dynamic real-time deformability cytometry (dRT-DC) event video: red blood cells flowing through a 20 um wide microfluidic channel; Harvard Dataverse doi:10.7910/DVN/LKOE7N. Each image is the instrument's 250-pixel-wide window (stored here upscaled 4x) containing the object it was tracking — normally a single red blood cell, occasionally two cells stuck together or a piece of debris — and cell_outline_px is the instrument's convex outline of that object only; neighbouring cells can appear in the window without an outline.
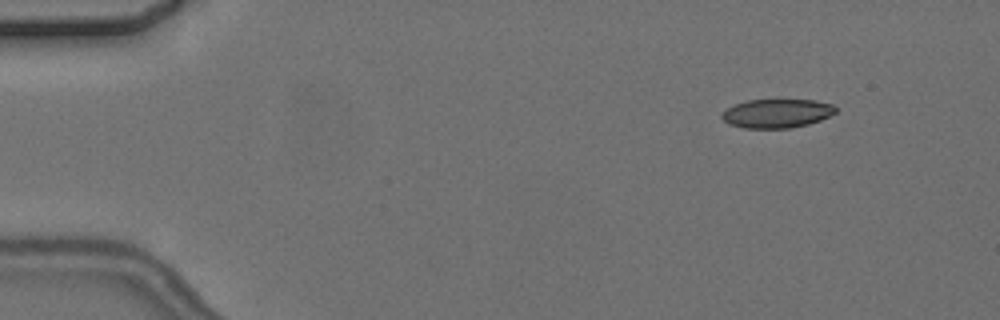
{"species": "common noctule bat (a hibernating species)", "species_latin": "Nyctalus noctula", "temperature_condition": "cold", "stored_images_in_passage": 6, "camera_frame_rate_fps": 3000, "um_per_image_px": 0.085, "animal": {"sex": "female", "body_mass_g": 24.6, "forearm_length_mm": 56.2}, "frame": {"image": 1, "passage_image": 2, "time_ms": 1.0, "image_size_px": [1000, 320], "cell_outline_px": [[836, 112], [820, 120], [808, 124], [788, 128], [744, 128], [728, 124], [720, 116], [728, 108], [736, 104], [748, 100], [776, 96], [816, 100], [832, 104], [836, 108]], "centroid_in_image_um": [66.05, 9.58], "position_along_channel_um": 19.0, "area_um2": 19.94}}
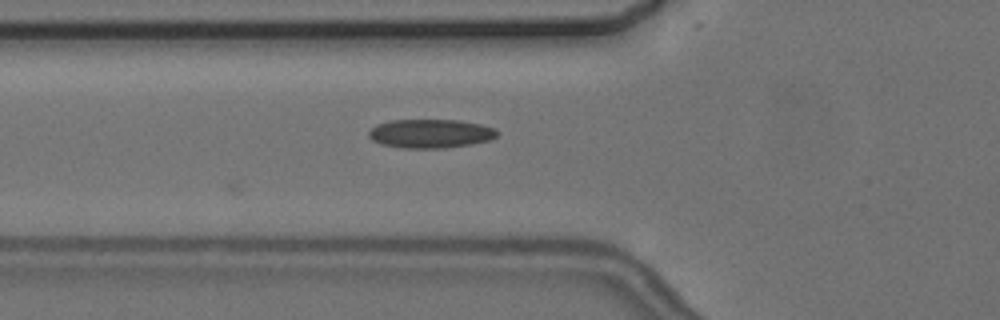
{"frame": {"image": 2, "passage_image": 6, "time_ms": 5.667, "image_size_px": [1000, 320], "cell_outline_px": [[500, 132], [496, 136], [488, 140], [472, 144], [444, 148], [400, 148], [380, 144], [372, 140], [368, 136], [368, 132], [376, 124], [392, 120], [460, 120], [480, 124], [496, 128]], "centroid_in_image_um": [36.58, 11.35], "position_along_channel_um": 89.2, "area_um2": 21.73}}